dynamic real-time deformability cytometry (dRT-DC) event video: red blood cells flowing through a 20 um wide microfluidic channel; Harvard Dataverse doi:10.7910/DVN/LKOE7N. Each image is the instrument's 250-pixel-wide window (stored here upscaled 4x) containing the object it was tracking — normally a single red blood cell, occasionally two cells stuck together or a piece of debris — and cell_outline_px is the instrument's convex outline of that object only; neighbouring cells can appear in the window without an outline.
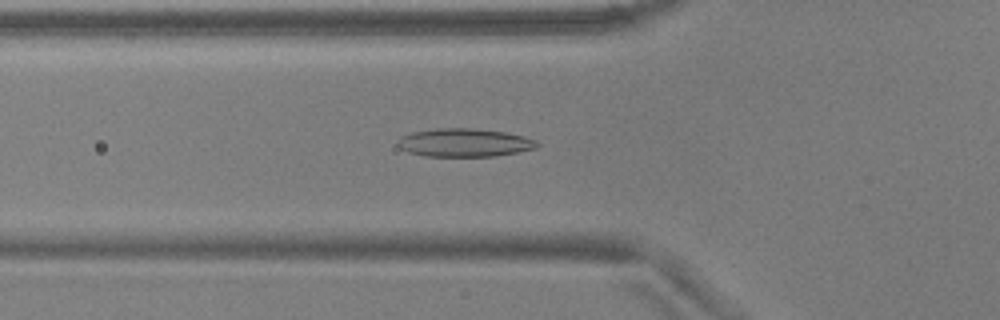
{"species": "common noctule bat (a hibernating species)", "species_latin": "Nyctalus noctula", "temperature_condition": "warm", "stored_images_in_passage": 53, "camera_frame_rate_fps": 3000, "um_per_image_px": 0.085, "animal": {"sex": "male", "body_mass_g": 17.9, "forearm_length_mm": 54.2}, "frame": {"image": 1, "passage_image": 18, "time_ms": 5.667, "image_size_px": [1000, 320], "cell_outline_px": [[540, 144], [536, 148], [496, 156], [424, 156], [408, 152], [400, 148], [396, 144], [400, 136], [412, 132], [436, 128], [472, 128], [504, 132], [524, 136], [536, 140]], "centroid_in_image_um": [39.45, 12.12], "position_along_channel_um": 86.4, "area_um2": 23.0}}
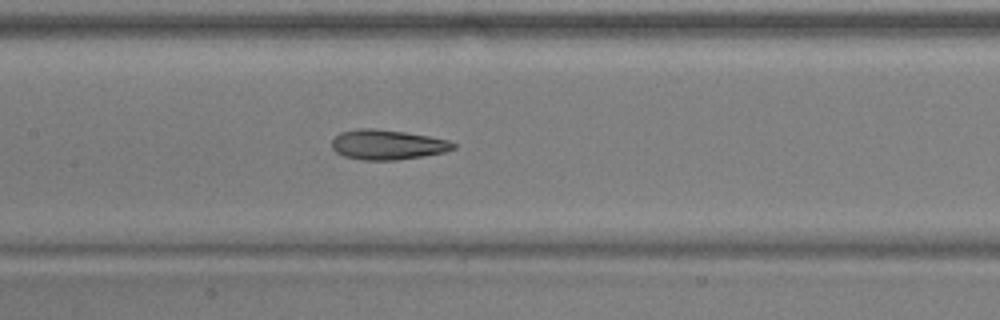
{"frame": {"image": 2, "passage_image": 25, "time_ms": 8.0, "image_size_px": [1000, 320], "cell_outline_px": [[456, 148], [444, 152], [396, 160], [360, 160], [344, 156], [336, 152], [332, 148], [332, 140], [340, 132], [360, 128], [372, 128], [404, 132], [428, 136], [448, 140], [456, 144]], "centroid_in_image_um": [32.91, 12.3], "position_along_channel_um": 174.5, "area_um2": 21.04}}
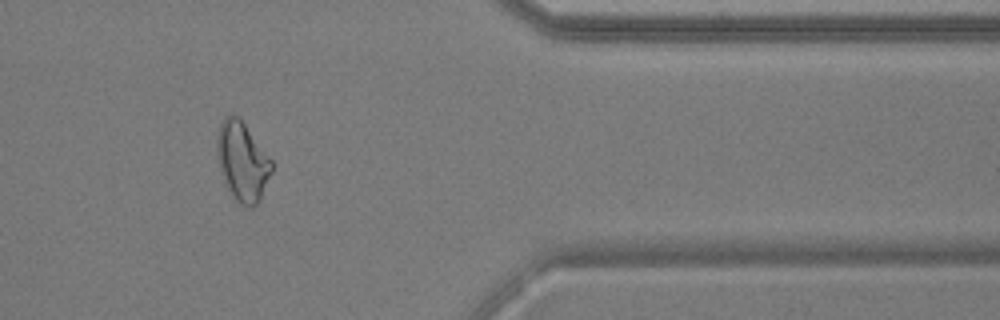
{"frame": {"image": 3, "passage_image": 44, "time_ms": 14.333, "image_size_px": [1000, 320], "cell_outline_px": [[272, 172], [260, 200], [252, 208], [248, 208], [240, 204], [236, 200], [224, 184], [220, 172], [216, 148], [216, 140], [220, 124], [224, 116], [228, 112], [232, 112], [240, 116], [272, 160]], "centroid_in_image_um": [20.58, 13.68], "position_along_channel_um": 390.8, "area_um2": 25.78}, "authors_computed_cell_mechanics": {"area_um2": 22.7154, "velocity_mm_per_s": 3.734, "shape_relaxation_time_tau1_ms": 8.6407, "shape_relaxation_time_tau2_ms": 2.4519, "deformation_change_tau1": 0.2116, "deformation_change_tau2": 0.0967}}